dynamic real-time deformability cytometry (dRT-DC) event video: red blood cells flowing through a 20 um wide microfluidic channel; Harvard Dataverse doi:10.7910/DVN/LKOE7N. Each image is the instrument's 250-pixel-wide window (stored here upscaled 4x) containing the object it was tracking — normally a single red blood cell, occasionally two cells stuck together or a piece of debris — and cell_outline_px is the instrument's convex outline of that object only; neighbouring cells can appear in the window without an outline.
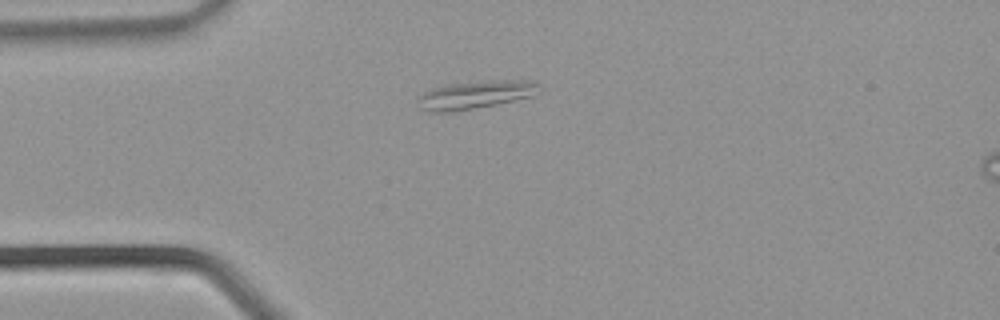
{"species": "common noctule bat (a hibernating species)", "species_latin": "Nyctalus noctula", "temperature_condition": "warm", "stored_images_in_passage": 27, "camera_frame_rate_fps": 3000, "um_per_image_px": 0.085, "animal": {"sex": "male", "body_mass_g": 21.5, "forearm_length_mm": 52.0}, "frame": {"image": 1, "passage_image": 1, "time_ms": 0.0, "image_size_px": [1000, 320], "cell_outline_px": [[540, 92], [532, 96], [516, 100], [496, 104], [452, 112], [428, 112], [420, 108], [416, 100], [416, 96], [432, 88], [448, 84], [488, 80], [532, 80], [540, 84]], "centroid_in_image_um": [40.4, 8.05], "position_along_channel_um": 44.6, "area_um2": 20.17}}
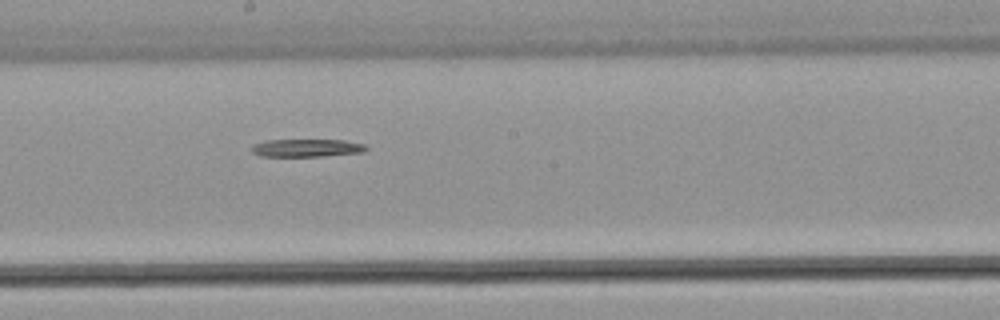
{"frame": {"image": 2, "passage_image": 11, "time_ms": 3.333, "image_size_px": [1000, 320], "cell_outline_px": [[368, 148], [364, 152], [324, 156], [260, 156], [252, 152], [252, 144], [264, 140], [344, 140], [364, 144]], "centroid_in_image_um": [26.06, 12.57], "position_along_channel_um": 222.1, "area_um2": 11.91}}
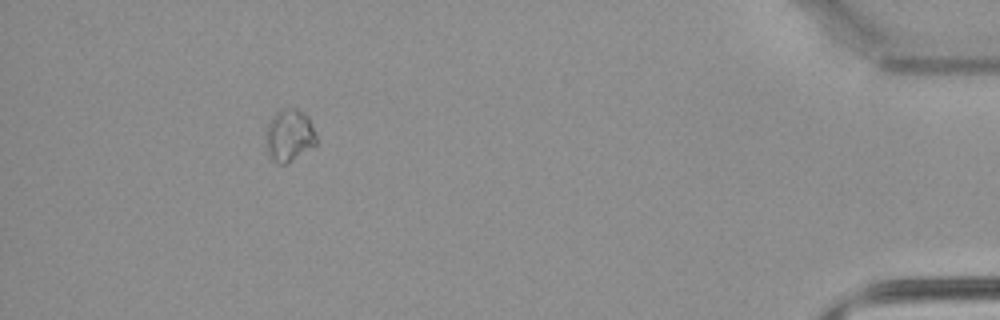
{"frame": {"image": 3, "passage_image": 24, "time_ms": 7.667, "image_size_px": [1000, 320], "cell_outline_px": [[316, 144], [284, 164], [276, 164], [272, 160], [268, 152], [264, 140], [264, 136], [268, 124], [272, 116], [280, 108], [296, 108], [304, 112], [308, 116], [316, 136]], "centroid_in_image_um": [24.54, 11.47], "position_along_channel_um": 410.7, "area_um2": 15.37}}